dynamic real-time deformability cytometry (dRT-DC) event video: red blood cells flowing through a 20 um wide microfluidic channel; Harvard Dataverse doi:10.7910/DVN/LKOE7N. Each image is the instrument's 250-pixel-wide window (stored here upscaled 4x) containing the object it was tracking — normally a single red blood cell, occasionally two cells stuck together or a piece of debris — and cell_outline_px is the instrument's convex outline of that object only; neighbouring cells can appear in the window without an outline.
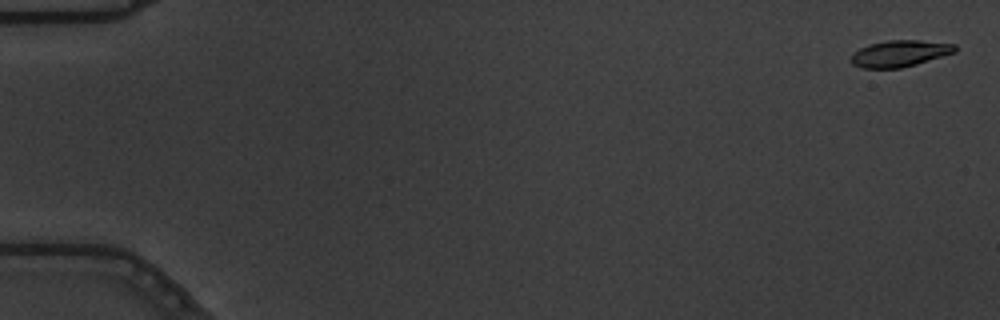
{"species": "common noctule bat (a hibernating species)", "species_latin": "Nyctalus noctula", "temperature_condition": "warm", "stored_images_in_passage": 57, "camera_frame_rate_fps": 3000, "um_per_image_px": 0.085, "animal": {"sex": "male", "body_mass_g": 19.5, "forearm_length_mm": 54.6}, "frame": {"image": 1, "passage_image": 2, "time_ms": 0.333, "image_size_px": [1000, 320], "cell_outline_px": [[956, 52], [916, 64], [900, 68], [860, 68], [852, 64], [848, 60], [852, 52], [868, 44], [888, 40], [920, 40], [956, 44]], "centroid_in_image_um": [76.42, 4.54], "position_along_channel_um": 8.6, "area_um2": 16.24}}
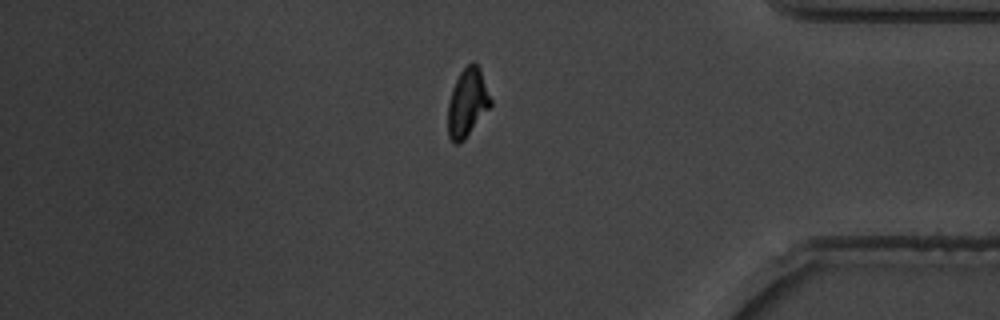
{"frame": {"image": 2, "passage_image": 49, "time_ms": 16.0, "image_size_px": [1000, 320], "cell_outline_px": [[492, 104], [464, 140], [460, 144], [456, 144], [448, 136], [448, 104], [452, 88], [460, 72], [472, 60], [480, 68], [492, 100]], "centroid_in_image_um": [39.73, 8.72], "position_along_channel_um": 395.5, "area_um2": 16.94}}
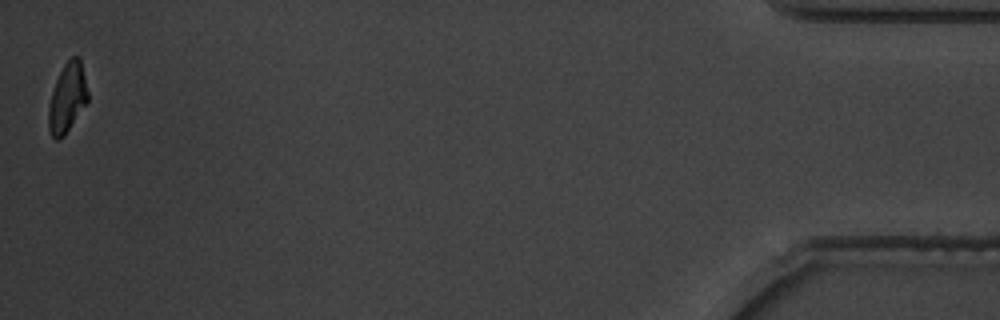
{"frame": {"image": 3, "passage_image": 57, "time_ms": 18.667, "image_size_px": [1000, 320], "cell_outline_px": [[88, 100], [64, 136], [60, 140], [56, 140], [52, 136], [48, 128], [48, 108], [52, 92], [56, 80], [64, 64], [72, 56], [80, 56], [88, 92]], "centroid_in_image_um": [5.72, 8.31], "position_along_channel_um": 429.5, "area_um2": 15.78}, "authors_computed_cell_mechanics": {"area_um2": 16.9932, "velocity_mm_per_s": 3.6523, "shape_relaxation_time_tau1_ms": 2.864, "shape_relaxation_time_tau2_ms": 4.5005, "deformation_change_tau1": 0.1484, "deformation_change_tau2": 0.096}}